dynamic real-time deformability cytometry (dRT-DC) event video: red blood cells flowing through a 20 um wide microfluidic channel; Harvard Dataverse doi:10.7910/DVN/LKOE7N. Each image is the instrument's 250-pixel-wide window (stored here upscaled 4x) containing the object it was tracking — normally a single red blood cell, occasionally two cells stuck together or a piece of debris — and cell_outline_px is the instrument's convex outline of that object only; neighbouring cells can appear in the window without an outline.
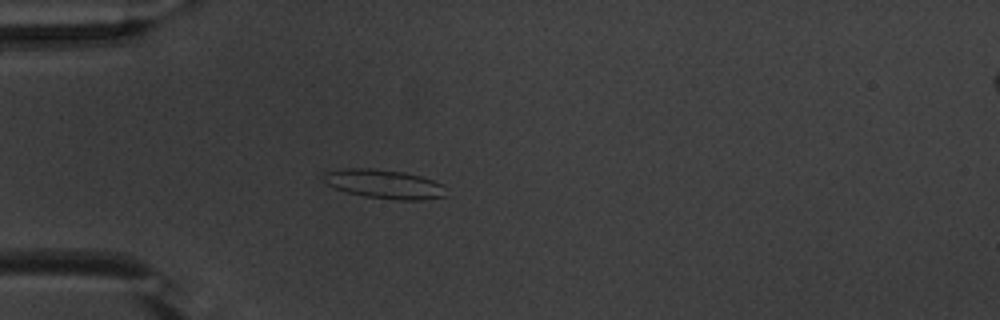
{"species": "common noctule bat (a hibernating species)", "species_latin": "Nyctalus noctula", "temperature_condition": "warm", "stored_images_in_passage": 44, "camera_frame_rate_fps": 3000, "um_per_image_px": 0.085, "animal": {"sex": "male", "body_mass_g": 20.1, "forearm_length_mm": 53.5}, "frame": {"image": 1, "passage_image": 6, "time_ms": 1.667, "image_size_px": [1000, 320], "cell_outline_px": [[448, 196], [420, 200], [400, 200], [364, 196], [348, 192], [336, 188], [328, 184], [320, 176], [324, 172], [348, 168], [372, 168], [404, 172], [420, 176], [444, 184]], "centroid_in_image_um": [32.69, 15.64], "position_along_channel_um": 52.3, "area_um2": 20.75}}
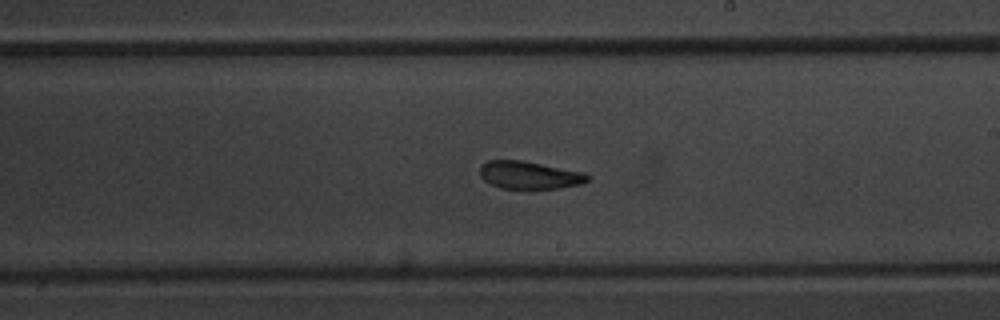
{"frame": {"image": 2, "passage_image": 22, "time_ms": 7.0, "image_size_px": [1000, 320], "cell_outline_px": [[592, 180], [580, 184], [560, 188], [532, 192], [528, 192], [500, 188], [484, 180], [480, 176], [480, 164], [488, 160], [520, 160], [584, 172], [592, 176]], "centroid_in_image_um": [45.02, 14.94], "position_along_channel_um": 244.0, "area_um2": 18.32}}
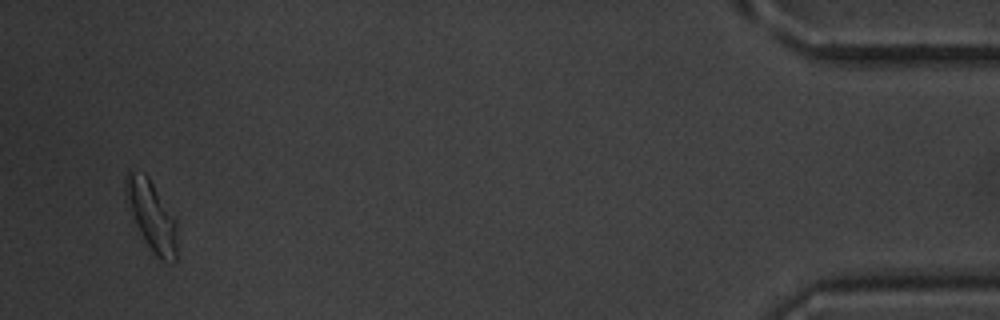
{"frame": {"image": 3, "passage_image": 42, "time_ms": 13.667, "image_size_px": [1000, 320], "cell_outline_px": [[176, 260], [172, 264], [160, 260], [156, 256], [140, 232], [136, 224], [124, 192], [124, 180], [128, 172], [144, 172], [148, 176], [176, 220]], "centroid_in_image_um": [12.89, 18.34], "position_along_channel_um": 422.3, "area_um2": 20.52}, "authors_computed_cell_mechanics": {"area_um2": 18.7561, "velocity_mm_per_s": 3.8081, "shape_relaxation_time_tau1_ms": 5.7363, "shape_relaxation_time_tau2_ms": 2.3557, "deformation_change_tau1": 0.1478, "deformation_change_tau2": 0.1053}}